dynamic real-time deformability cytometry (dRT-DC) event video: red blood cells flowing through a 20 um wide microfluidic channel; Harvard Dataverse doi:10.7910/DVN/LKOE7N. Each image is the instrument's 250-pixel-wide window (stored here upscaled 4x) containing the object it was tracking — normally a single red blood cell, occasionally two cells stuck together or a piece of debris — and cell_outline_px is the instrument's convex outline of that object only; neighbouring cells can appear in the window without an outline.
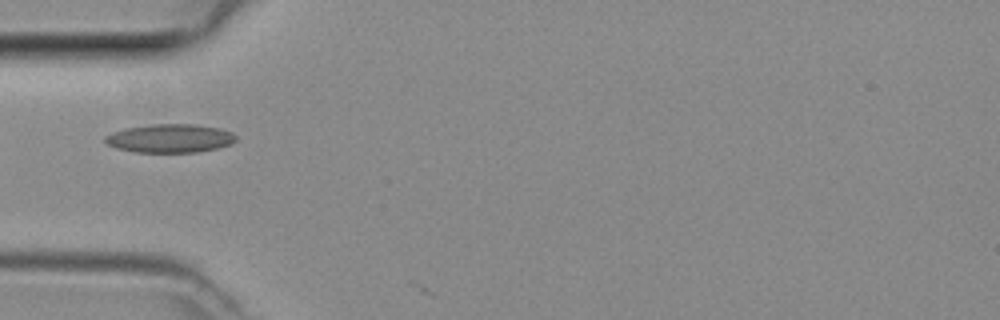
{"species": "common noctule bat (a hibernating species)", "species_latin": "Nyctalus noctula", "temperature_condition": "room temperature", "stored_images_in_passage": 2, "camera_frame_rate_fps": 3000, "um_per_image_px": 0.085, "animal": {"sex": "female", "body_mass_g": 29.2, "forearm_length_mm": 56.3}, "frame": {"image": 1, "passage_image": 1, "time_ms": 0.0, "image_size_px": [1000, 320], "cell_outline_px": [[236, 140], [232, 144], [216, 148], [196, 152], [136, 152], [116, 148], [108, 144], [104, 140], [104, 136], [112, 132], [128, 128], [152, 124], [196, 124], [220, 128], [232, 132], [236, 136]], "centroid_in_image_um": [14.47, 11.75], "position_along_channel_um": 70.5, "area_um2": 21.73}}